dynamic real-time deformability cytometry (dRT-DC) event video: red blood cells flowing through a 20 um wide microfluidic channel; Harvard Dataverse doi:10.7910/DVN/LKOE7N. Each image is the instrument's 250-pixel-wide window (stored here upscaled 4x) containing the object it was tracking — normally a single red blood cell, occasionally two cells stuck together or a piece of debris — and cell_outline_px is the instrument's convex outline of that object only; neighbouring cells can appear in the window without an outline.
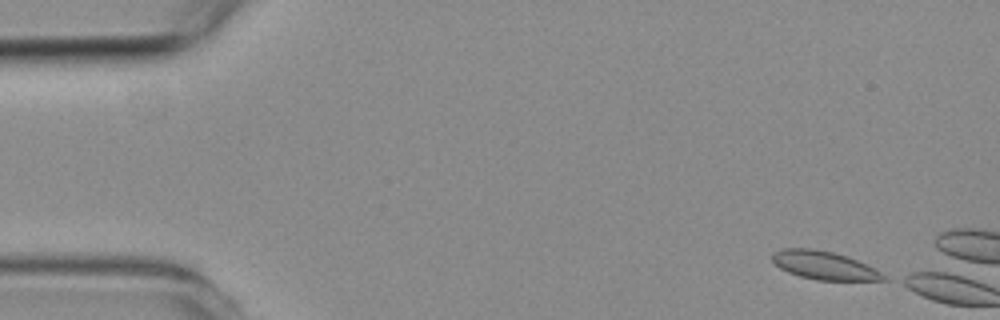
{"species": "common noctule bat (a hibernating species)", "species_latin": "Nyctalus noctula", "temperature_condition": "room temperature", "stored_images_in_passage": 3, "camera_frame_rate_fps": 3000, "um_per_image_px": 0.085, "animal": {"sex": "female", "body_mass_g": 19.3, "forearm_length_mm": 54.1}, "frame": {"image": 1, "passage_image": 1, "time_ms": 0.0, "image_size_px": [1000, 320], "cell_outline_px": [[888, 280], [816, 280], [800, 276], [788, 272], [780, 268], [772, 260], [772, 252], [784, 248], [812, 248], [832, 252], [848, 256], [888, 276]], "centroid_in_image_um": [70.03, 22.55], "position_along_channel_um": 15.0, "area_um2": 18.21}}